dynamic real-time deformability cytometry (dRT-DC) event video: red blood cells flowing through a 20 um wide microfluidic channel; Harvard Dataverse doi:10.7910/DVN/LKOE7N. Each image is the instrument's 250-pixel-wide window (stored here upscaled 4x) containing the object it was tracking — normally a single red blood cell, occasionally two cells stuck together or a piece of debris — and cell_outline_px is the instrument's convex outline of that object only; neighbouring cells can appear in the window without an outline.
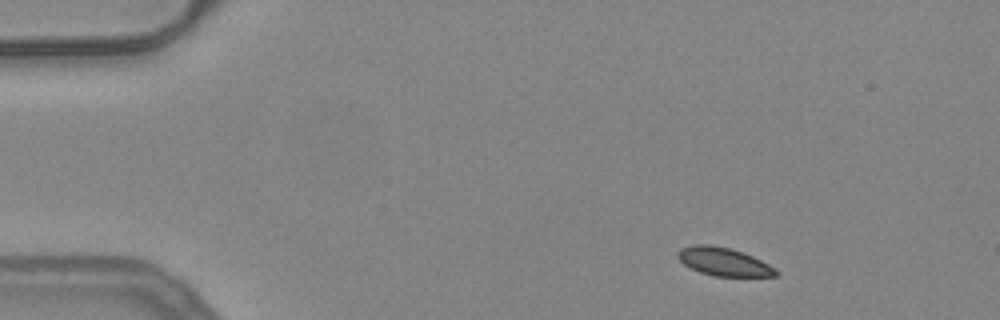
{"species": "common noctule bat (a hibernating species)", "species_latin": "Nyctalus noctula", "temperature_condition": "warm", "stored_images_in_passage": 46, "camera_frame_rate_fps": 3000, "um_per_image_px": 0.085, "animal": {"sex": "female", "body_mass_g": 24.6, "forearm_length_mm": 56.2}, "frame": {"image": 1, "passage_image": 1, "time_ms": 0.0, "image_size_px": [1000, 320], "cell_outline_px": [[780, 272], [776, 276], [712, 276], [700, 272], [684, 264], [676, 256], [676, 252], [680, 248], [692, 244], [712, 244], [744, 252], [776, 268]], "centroid_in_image_um": [61.49, 22.23], "position_along_channel_um": 23.5, "area_um2": 16.24}}
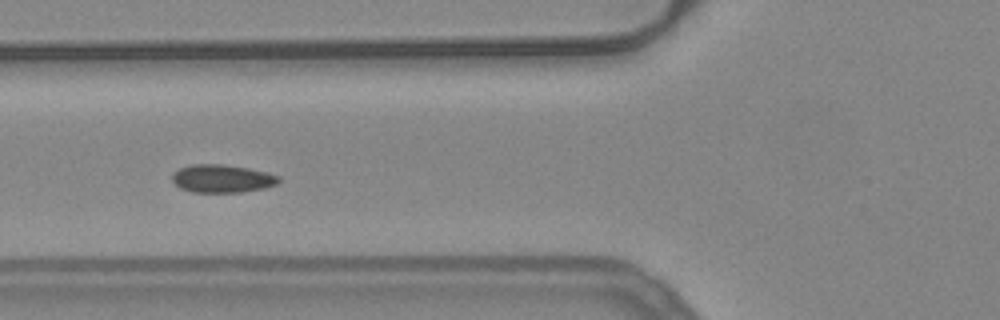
{"frame": {"image": 2, "passage_image": 14, "time_ms": 4.333, "image_size_px": [1000, 320], "cell_outline_px": [[280, 180], [276, 184], [264, 188], [240, 192], [192, 192], [180, 188], [172, 180], [172, 172], [180, 168], [192, 164], [224, 164], [248, 168], [268, 172], [280, 176]], "centroid_in_image_um": [18.88, 15.17], "position_along_channel_um": 106.9, "area_um2": 17.46}}
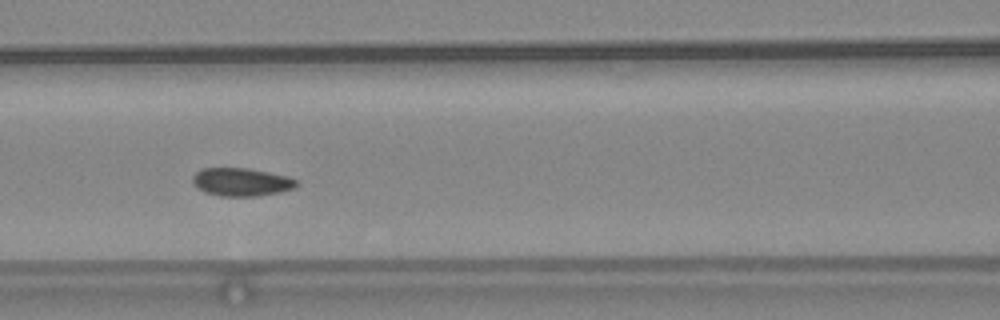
{"frame": {"image": 3, "passage_image": 17, "time_ms": 5.333, "image_size_px": [1000, 320], "cell_outline_px": [[296, 188], [280, 192], [260, 196], [220, 196], [204, 192], [196, 188], [192, 180], [192, 176], [200, 168], [248, 168], [288, 176], [296, 180]], "centroid_in_image_um": [20.49, 15.47], "position_along_channel_um": 146.1, "area_um2": 17.17}, "authors_computed_cell_mechanics": {"area_um2": 16.9932, "velocity_mm_per_s": 3.892, "shape_relaxation_time_tau1_ms": 5.3744, "shape_relaxation_time_tau2_ms": 11.1103, "deformation_change_tau1": 0.0731, "deformation_change_tau2": 0.0969}}